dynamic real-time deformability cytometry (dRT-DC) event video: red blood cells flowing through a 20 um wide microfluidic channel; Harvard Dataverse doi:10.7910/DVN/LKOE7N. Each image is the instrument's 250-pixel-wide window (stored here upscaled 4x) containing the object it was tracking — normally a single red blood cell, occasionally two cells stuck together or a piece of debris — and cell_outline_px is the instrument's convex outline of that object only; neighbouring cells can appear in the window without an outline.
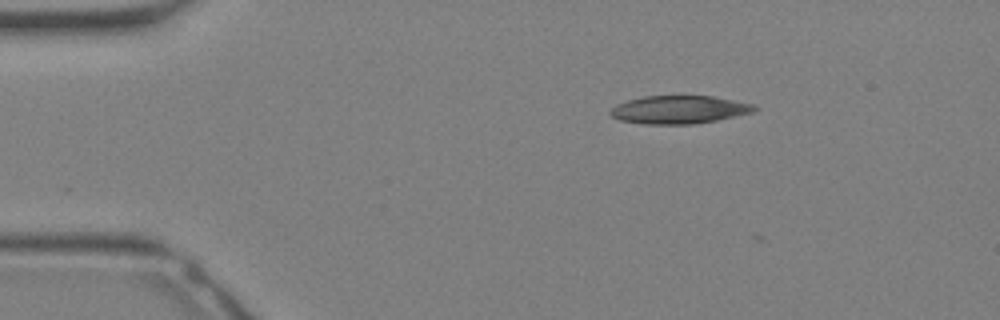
{"species": "Egyptian fruit bat (a non-hibernating species)", "species_latin": "Rousettus aegyptiacus", "temperature_condition": "warm", "stored_images_in_passage": 28, "camera_frame_rate_fps": 3000, "um_per_image_px": 0.085, "animal": {"sex": "female"}, "frame": {"image": 1, "passage_image": 1, "time_ms": 0.0, "image_size_px": [1000, 320], "cell_outline_px": [[760, 108], [756, 112], [696, 124], [640, 124], [620, 120], [612, 116], [608, 112], [616, 104], [628, 100], [644, 96], [712, 96], [756, 104]], "centroid_in_image_um": [57.77, 9.32], "position_along_channel_um": 27.2, "area_um2": 23.81}}
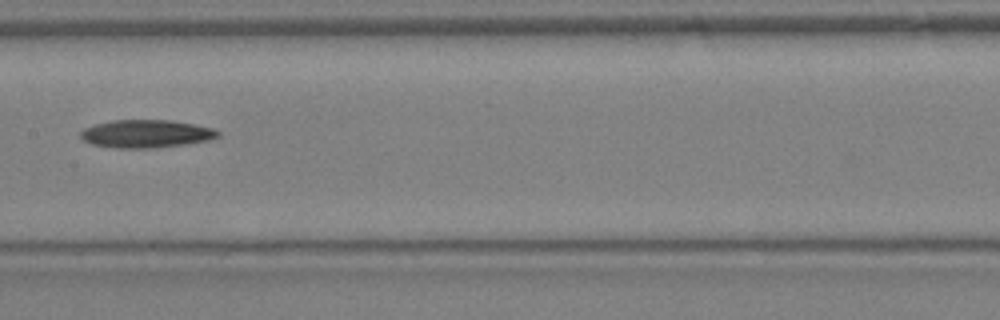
{"frame": {"image": 2, "passage_image": 12, "time_ms": 3.667, "image_size_px": [1000, 320], "cell_outline_px": [[220, 136], [208, 140], [184, 144], [156, 148], [116, 148], [92, 144], [84, 140], [80, 136], [80, 132], [84, 128], [96, 124], [112, 120], [168, 120], [192, 124], [212, 128], [220, 132]], "centroid_in_image_um": [12.41, 11.37], "position_along_channel_um": 195.0, "area_um2": 22.2}}
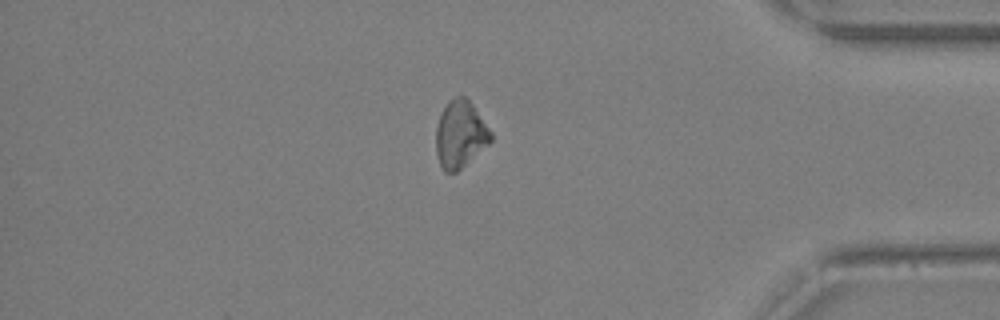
{"frame": {"image": 3, "passage_image": 23, "time_ms": 7.333, "image_size_px": [1000, 320], "cell_outline_px": [[492, 140], [488, 144], [456, 172], [444, 172], [440, 164], [436, 152], [436, 128], [440, 116], [448, 100], [456, 96], [464, 96], [472, 104], [492, 132]], "centroid_in_image_um": [39.11, 11.41], "position_along_channel_um": 396.1, "area_um2": 21.15}}